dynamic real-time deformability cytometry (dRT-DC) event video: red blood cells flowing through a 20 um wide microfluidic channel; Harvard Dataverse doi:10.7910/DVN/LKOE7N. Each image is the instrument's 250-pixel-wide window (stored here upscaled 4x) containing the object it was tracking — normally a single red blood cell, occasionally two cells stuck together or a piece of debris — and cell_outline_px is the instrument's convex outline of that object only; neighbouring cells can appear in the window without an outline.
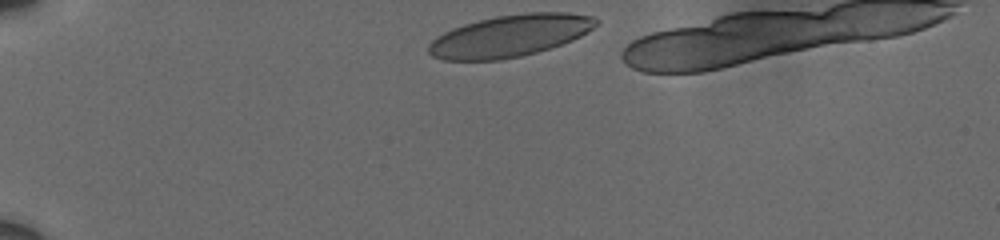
{"species": "human", "species_latin": "Homo sapiens", "temperature_condition": "cold", "stored_images_in_passage": 37, "camera_frame_rate_fps": 3000, "um_per_image_px": 0.085, "donor": {"sex": "male"}, "frame": {"image": 1, "passage_image": 1, "time_ms": 0.0, "image_size_px": [1000, 240], "cell_outline_px": [[600, 20], [592, 28], [580, 36], [572, 40], [536, 52], [520, 56], [500, 60], [444, 60], [432, 56], [428, 52], [428, 44], [436, 36], [452, 28], [464, 24], [496, 16], [524, 12], [568, 12], [592, 16]], "centroid_in_image_um": [43.32, 3.03], "position_along_channel_um": 41.7, "area_um2": 40.81}}
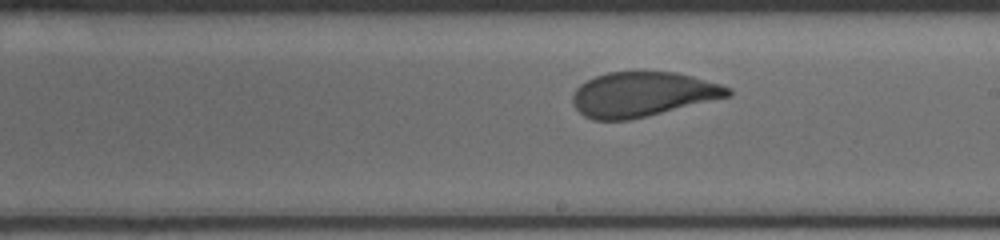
{"frame": {"image": 2, "passage_image": 22, "time_ms": 7.0, "image_size_px": [1000, 240], "cell_outline_px": [[732, 96], [628, 120], [592, 120], [584, 116], [572, 104], [572, 92], [580, 84], [596, 76], [608, 72], [676, 72], [692, 76], [720, 84], [732, 88]], "centroid_in_image_um": [54.61, 8.02], "position_along_channel_um": 234.4, "area_um2": 40.4}}
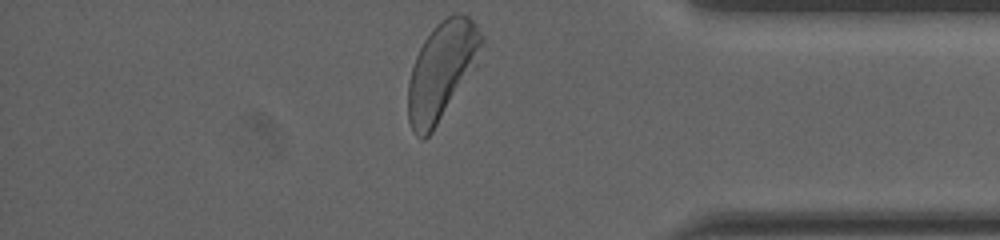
{"frame": {"image": 3, "passage_image": 37, "time_ms": 12.0, "image_size_px": [1000, 240], "cell_outline_px": [[484, 44], [476, 68], [432, 132], [424, 140], [420, 140], [412, 132], [408, 120], [408, 80], [416, 56], [424, 40], [436, 24], [440, 20], [452, 12], [460, 12], [468, 16], [476, 24], [484, 36]], "centroid_in_image_um": [37.57, 6.0], "position_along_channel_um": 397.6, "area_um2": 42.54}, "authors_computed_cell_mechanics": {"area_um2": 41.327, "velocity_mm_per_s": 3.5793, "shape_relaxation_time_tau1_ms": 2.9016, "shape_relaxation_time_tau2_ms": null, "deformation_change_tau1": 0.1395, "deformation_change_tau2": null}}